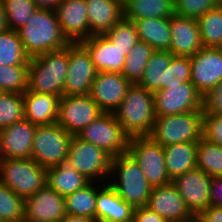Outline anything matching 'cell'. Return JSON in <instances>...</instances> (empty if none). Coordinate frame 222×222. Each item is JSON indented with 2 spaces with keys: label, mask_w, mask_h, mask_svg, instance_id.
I'll list each match as a JSON object with an SVG mask.
<instances>
[{
  "label": "cell",
  "mask_w": 222,
  "mask_h": 222,
  "mask_svg": "<svg viewBox=\"0 0 222 222\" xmlns=\"http://www.w3.org/2000/svg\"><path fill=\"white\" fill-rule=\"evenodd\" d=\"M29 58L67 47L54 10L37 8L26 25L17 31Z\"/></svg>",
  "instance_id": "6da1fadb"
},
{
  "label": "cell",
  "mask_w": 222,
  "mask_h": 222,
  "mask_svg": "<svg viewBox=\"0 0 222 222\" xmlns=\"http://www.w3.org/2000/svg\"><path fill=\"white\" fill-rule=\"evenodd\" d=\"M114 115L130 137L149 136L156 119L153 93L131 84Z\"/></svg>",
  "instance_id": "7a4b0ae2"
},
{
  "label": "cell",
  "mask_w": 222,
  "mask_h": 222,
  "mask_svg": "<svg viewBox=\"0 0 222 222\" xmlns=\"http://www.w3.org/2000/svg\"><path fill=\"white\" fill-rule=\"evenodd\" d=\"M68 64V46L30 58L28 91L62 97Z\"/></svg>",
  "instance_id": "3957f363"
},
{
  "label": "cell",
  "mask_w": 222,
  "mask_h": 222,
  "mask_svg": "<svg viewBox=\"0 0 222 222\" xmlns=\"http://www.w3.org/2000/svg\"><path fill=\"white\" fill-rule=\"evenodd\" d=\"M110 177L113 180L105 181L126 203L133 208L147 206L153 186L129 153L112 158Z\"/></svg>",
  "instance_id": "277c9868"
},
{
  "label": "cell",
  "mask_w": 222,
  "mask_h": 222,
  "mask_svg": "<svg viewBox=\"0 0 222 222\" xmlns=\"http://www.w3.org/2000/svg\"><path fill=\"white\" fill-rule=\"evenodd\" d=\"M203 110L156 116L150 137L161 146L199 142L203 138Z\"/></svg>",
  "instance_id": "5b68a950"
},
{
  "label": "cell",
  "mask_w": 222,
  "mask_h": 222,
  "mask_svg": "<svg viewBox=\"0 0 222 222\" xmlns=\"http://www.w3.org/2000/svg\"><path fill=\"white\" fill-rule=\"evenodd\" d=\"M47 169L31 158L0 160V181L26 199L46 186Z\"/></svg>",
  "instance_id": "8992f818"
},
{
  "label": "cell",
  "mask_w": 222,
  "mask_h": 222,
  "mask_svg": "<svg viewBox=\"0 0 222 222\" xmlns=\"http://www.w3.org/2000/svg\"><path fill=\"white\" fill-rule=\"evenodd\" d=\"M76 136L101 148L112 158L128 153L131 138L111 112H103Z\"/></svg>",
  "instance_id": "52a82bcc"
},
{
  "label": "cell",
  "mask_w": 222,
  "mask_h": 222,
  "mask_svg": "<svg viewBox=\"0 0 222 222\" xmlns=\"http://www.w3.org/2000/svg\"><path fill=\"white\" fill-rule=\"evenodd\" d=\"M73 135L57 123L37 126L31 148V159L44 168L60 164L68 158Z\"/></svg>",
  "instance_id": "ba28073f"
},
{
  "label": "cell",
  "mask_w": 222,
  "mask_h": 222,
  "mask_svg": "<svg viewBox=\"0 0 222 222\" xmlns=\"http://www.w3.org/2000/svg\"><path fill=\"white\" fill-rule=\"evenodd\" d=\"M128 153L138 163L147 181L153 187L172 182L167 174L163 146L150 136L131 137Z\"/></svg>",
  "instance_id": "9c48e42d"
},
{
  "label": "cell",
  "mask_w": 222,
  "mask_h": 222,
  "mask_svg": "<svg viewBox=\"0 0 222 222\" xmlns=\"http://www.w3.org/2000/svg\"><path fill=\"white\" fill-rule=\"evenodd\" d=\"M68 159L74 168L91 182L103 183L105 178H110L112 157L101 148L77 136H73L71 140Z\"/></svg>",
  "instance_id": "30bf717a"
},
{
  "label": "cell",
  "mask_w": 222,
  "mask_h": 222,
  "mask_svg": "<svg viewBox=\"0 0 222 222\" xmlns=\"http://www.w3.org/2000/svg\"><path fill=\"white\" fill-rule=\"evenodd\" d=\"M102 113L103 111L89 94L63 95L60 97L56 123L76 136Z\"/></svg>",
  "instance_id": "8fae6325"
},
{
  "label": "cell",
  "mask_w": 222,
  "mask_h": 222,
  "mask_svg": "<svg viewBox=\"0 0 222 222\" xmlns=\"http://www.w3.org/2000/svg\"><path fill=\"white\" fill-rule=\"evenodd\" d=\"M68 70L64 83V95L90 94L97 75L95 65L87 49L79 43L68 45Z\"/></svg>",
  "instance_id": "7c38bea8"
},
{
  "label": "cell",
  "mask_w": 222,
  "mask_h": 222,
  "mask_svg": "<svg viewBox=\"0 0 222 222\" xmlns=\"http://www.w3.org/2000/svg\"><path fill=\"white\" fill-rule=\"evenodd\" d=\"M153 95L156 116L203 110V97L191 82L160 89Z\"/></svg>",
  "instance_id": "4fadbf2b"
},
{
  "label": "cell",
  "mask_w": 222,
  "mask_h": 222,
  "mask_svg": "<svg viewBox=\"0 0 222 222\" xmlns=\"http://www.w3.org/2000/svg\"><path fill=\"white\" fill-rule=\"evenodd\" d=\"M189 58L191 83L204 97L222 81V49L203 47Z\"/></svg>",
  "instance_id": "5bb4252c"
},
{
  "label": "cell",
  "mask_w": 222,
  "mask_h": 222,
  "mask_svg": "<svg viewBox=\"0 0 222 222\" xmlns=\"http://www.w3.org/2000/svg\"><path fill=\"white\" fill-rule=\"evenodd\" d=\"M211 182L212 177L197 167L172 180L192 214H199L210 205Z\"/></svg>",
  "instance_id": "9a60e30c"
},
{
  "label": "cell",
  "mask_w": 222,
  "mask_h": 222,
  "mask_svg": "<svg viewBox=\"0 0 222 222\" xmlns=\"http://www.w3.org/2000/svg\"><path fill=\"white\" fill-rule=\"evenodd\" d=\"M131 84L120 72H98L89 95L103 112L114 113Z\"/></svg>",
  "instance_id": "2e32d148"
},
{
  "label": "cell",
  "mask_w": 222,
  "mask_h": 222,
  "mask_svg": "<svg viewBox=\"0 0 222 222\" xmlns=\"http://www.w3.org/2000/svg\"><path fill=\"white\" fill-rule=\"evenodd\" d=\"M54 11L63 35L70 43L90 38L86 0H61Z\"/></svg>",
  "instance_id": "e0dca14e"
},
{
  "label": "cell",
  "mask_w": 222,
  "mask_h": 222,
  "mask_svg": "<svg viewBox=\"0 0 222 222\" xmlns=\"http://www.w3.org/2000/svg\"><path fill=\"white\" fill-rule=\"evenodd\" d=\"M170 28L169 52L174 56L191 57L203 48L197 19L174 14L170 17Z\"/></svg>",
  "instance_id": "ac0fdd59"
},
{
  "label": "cell",
  "mask_w": 222,
  "mask_h": 222,
  "mask_svg": "<svg viewBox=\"0 0 222 222\" xmlns=\"http://www.w3.org/2000/svg\"><path fill=\"white\" fill-rule=\"evenodd\" d=\"M36 125L23 119L0 130L1 156L5 158H30Z\"/></svg>",
  "instance_id": "d6986e66"
},
{
  "label": "cell",
  "mask_w": 222,
  "mask_h": 222,
  "mask_svg": "<svg viewBox=\"0 0 222 222\" xmlns=\"http://www.w3.org/2000/svg\"><path fill=\"white\" fill-rule=\"evenodd\" d=\"M147 207L167 222H181L192 214L172 182L153 187Z\"/></svg>",
  "instance_id": "ffe728a7"
},
{
  "label": "cell",
  "mask_w": 222,
  "mask_h": 222,
  "mask_svg": "<svg viewBox=\"0 0 222 222\" xmlns=\"http://www.w3.org/2000/svg\"><path fill=\"white\" fill-rule=\"evenodd\" d=\"M89 52L97 72H120L125 65L126 55L105 35H93L80 42Z\"/></svg>",
  "instance_id": "44dd1931"
},
{
  "label": "cell",
  "mask_w": 222,
  "mask_h": 222,
  "mask_svg": "<svg viewBox=\"0 0 222 222\" xmlns=\"http://www.w3.org/2000/svg\"><path fill=\"white\" fill-rule=\"evenodd\" d=\"M65 215V197L47 185L25 199L24 218L59 222Z\"/></svg>",
  "instance_id": "7402d4cb"
},
{
  "label": "cell",
  "mask_w": 222,
  "mask_h": 222,
  "mask_svg": "<svg viewBox=\"0 0 222 222\" xmlns=\"http://www.w3.org/2000/svg\"><path fill=\"white\" fill-rule=\"evenodd\" d=\"M134 208L106 182L97 185L96 221L132 222Z\"/></svg>",
  "instance_id": "603a6c76"
},
{
  "label": "cell",
  "mask_w": 222,
  "mask_h": 222,
  "mask_svg": "<svg viewBox=\"0 0 222 222\" xmlns=\"http://www.w3.org/2000/svg\"><path fill=\"white\" fill-rule=\"evenodd\" d=\"M90 37L105 34L123 18V0H86Z\"/></svg>",
  "instance_id": "cb8c5ba5"
},
{
  "label": "cell",
  "mask_w": 222,
  "mask_h": 222,
  "mask_svg": "<svg viewBox=\"0 0 222 222\" xmlns=\"http://www.w3.org/2000/svg\"><path fill=\"white\" fill-rule=\"evenodd\" d=\"M60 97L26 91L23 94L24 116L36 126L55 124L58 118Z\"/></svg>",
  "instance_id": "d4e9b609"
},
{
  "label": "cell",
  "mask_w": 222,
  "mask_h": 222,
  "mask_svg": "<svg viewBox=\"0 0 222 222\" xmlns=\"http://www.w3.org/2000/svg\"><path fill=\"white\" fill-rule=\"evenodd\" d=\"M90 182L74 168L68 158L56 166L47 168L46 185L63 197L84 188Z\"/></svg>",
  "instance_id": "484cf974"
},
{
  "label": "cell",
  "mask_w": 222,
  "mask_h": 222,
  "mask_svg": "<svg viewBox=\"0 0 222 222\" xmlns=\"http://www.w3.org/2000/svg\"><path fill=\"white\" fill-rule=\"evenodd\" d=\"M167 174L171 181L197 167V142L164 146Z\"/></svg>",
  "instance_id": "4316f807"
},
{
  "label": "cell",
  "mask_w": 222,
  "mask_h": 222,
  "mask_svg": "<svg viewBox=\"0 0 222 222\" xmlns=\"http://www.w3.org/2000/svg\"><path fill=\"white\" fill-rule=\"evenodd\" d=\"M138 38L154 50L169 51L171 44L170 18H146L133 21Z\"/></svg>",
  "instance_id": "83f0119b"
},
{
  "label": "cell",
  "mask_w": 222,
  "mask_h": 222,
  "mask_svg": "<svg viewBox=\"0 0 222 222\" xmlns=\"http://www.w3.org/2000/svg\"><path fill=\"white\" fill-rule=\"evenodd\" d=\"M174 14V0H123V17L130 21Z\"/></svg>",
  "instance_id": "f1b7e54d"
},
{
  "label": "cell",
  "mask_w": 222,
  "mask_h": 222,
  "mask_svg": "<svg viewBox=\"0 0 222 222\" xmlns=\"http://www.w3.org/2000/svg\"><path fill=\"white\" fill-rule=\"evenodd\" d=\"M173 57L174 55L169 51L155 50L137 84L153 94L160 89H165V71L170 67Z\"/></svg>",
  "instance_id": "f546056e"
},
{
  "label": "cell",
  "mask_w": 222,
  "mask_h": 222,
  "mask_svg": "<svg viewBox=\"0 0 222 222\" xmlns=\"http://www.w3.org/2000/svg\"><path fill=\"white\" fill-rule=\"evenodd\" d=\"M97 184L90 182L84 188L66 196V214L96 219Z\"/></svg>",
  "instance_id": "4dcf8cb0"
},
{
  "label": "cell",
  "mask_w": 222,
  "mask_h": 222,
  "mask_svg": "<svg viewBox=\"0 0 222 222\" xmlns=\"http://www.w3.org/2000/svg\"><path fill=\"white\" fill-rule=\"evenodd\" d=\"M29 60L17 31L0 32V65H29Z\"/></svg>",
  "instance_id": "1f68e13d"
},
{
  "label": "cell",
  "mask_w": 222,
  "mask_h": 222,
  "mask_svg": "<svg viewBox=\"0 0 222 222\" xmlns=\"http://www.w3.org/2000/svg\"><path fill=\"white\" fill-rule=\"evenodd\" d=\"M203 47L218 48L222 42V2L197 19Z\"/></svg>",
  "instance_id": "d6a6232c"
},
{
  "label": "cell",
  "mask_w": 222,
  "mask_h": 222,
  "mask_svg": "<svg viewBox=\"0 0 222 222\" xmlns=\"http://www.w3.org/2000/svg\"><path fill=\"white\" fill-rule=\"evenodd\" d=\"M154 52L155 50L149 44L139 40L126 56L121 74L132 84H137Z\"/></svg>",
  "instance_id": "836d02e7"
},
{
  "label": "cell",
  "mask_w": 222,
  "mask_h": 222,
  "mask_svg": "<svg viewBox=\"0 0 222 222\" xmlns=\"http://www.w3.org/2000/svg\"><path fill=\"white\" fill-rule=\"evenodd\" d=\"M197 168L210 177L222 176V146L202 138L197 142Z\"/></svg>",
  "instance_id": "e575fe53"
},
{
  "label": "cell",
  "mask_w": 222,
  "mask_h": 222,
  "mask_svg": "<svg viewBox=\"0 0 222 222\" xmlns=\"http://www.w3.org/2000/svg\"><path fill=\"white\" fill-rule=\"evenodd\" d=\"M25 217V199L0 181V222H21Z\"/></svg>",
  "instance_id": "d590c367"
},
{
  "label": "cell",
  "mask_w": 222,
  "mask_h": 222,
  "mask_svg": "<svg viewBox=\"0 0 222 222\" xmlns=\"http://www.w3.org/2000/svg\"><path fill=\"white\" fill-rule=\"evenodd\" d=\"M29 65H0V88L5 93L24 94L28 90Z\"/></svg>",
  "instance_id": "8d00e7d4"
},
{
  "label": "cell",
  "mask_w": 222,
  "mask_h": 222,
  "mask_svg": "<svg viewBox=\"0 0 222 222\" xmlns=\"http://www.w3.org/2000/svg\"><path fill=\"white\" fill-rule=\"evenodd\" d=\"M105 35L112 41L113 45L123 51V54L126 56L139 41L134 22L124 17L105 33Z\"/></svg>",
  "instance_id": "74e56055"
},
{
  "label": "cell",
  "mask_w": 222,
  "mask_h": 222,
  "mask_svg": "<svg viewBox=\"0 0 222 222\" xmlns=\"http://www.w3.org/2000/svg\"><path fill=\"white\" fill-rule=\"evenodd\" d=\"M8 29L18 31L38 8L32 0H3Z\"/></svg>",
  "instance_id": "f35d334b"
},
{
  "label": "cell",
  "mask_w": 222,
  "mask_h": 222,
  "mask_svg": "<svg viewBox=\"0 0 222 222\" xmlns=\"http://www.w3.org/2000/svg\"><path fill=\"white\" fill-rule=\"evenodd\" d=\"M24 116L23 94L3 93L0 95V130L21 121Z\"/></svg>",
  "instance_id": "ab89813d"
},
{
  "label": "cell",
  "mask_w": 222,
  "mask_h": 222,
  "mask_svg": "<svg viewBox=\"0 0 222 222\" xmlns=\"http://www.w3.org/2000/svg\"><path fill=\"white\" fill-rule=\"evenodd\" d=\"M191 72L189 57L174 56L170 67L165 71V89L181 83L191 82Z\"/></svg>",
  "instance_id": "60d3db41"
},
{
  "label": "cell",
  "mask_w": 222,
  "mask_h": 222,
  "mask_svg": "<svg viewBox=\"0 0 222 222\" xmlns=\"http://www.w3.org/2000/svg\"><path fill=\"white\" fill-rule=\"evenodd\" d=\"M221 2L222 0H174V12L178 16L198 19Z\"/></svg>",
  "instance_id": "b9f144b4"
},
{
  "label": "cell",
  "mask_w": 222,
  "mask_h": 222,
  "mask_svg": "<svg viewBox=\"0 0 222 222\" xmlns=\"http://www.w3.org/2000/svg\"><path fill=\"white\" fill-rule=\"evenodd\" d=\"M203 138L222 146V115H203Z\"/></svg>",
  "instance_id": "7bdbcfd3"
},
{
  "label": "cell",
  "mask_w": 222,
  "mask_h": 222,
  "mask_svg": "<svg viewBox=\"0 0 222 222\" xmlns=\"http://www.w3.org/2000/svg\"><path fill=\"white\" fill-rule=\"evenodd\" d=\"M203 112L222 115V81L203 97Z\"/></svg>",
  "instance_id": "ee69618b"
},
{
  "label": "cell",
  "mask_w": 222,
  "mask_h": 222,
  "mask_svg": "<svg viewBox=\"0 0 222 222\" xmlns=\"http://www.w3.org/2000/svg\"><path fill=\"white\" fill-rule=\"evenodd\" d=\"M132 222H167L147 206L134 208Z\"/></svg>",
  "instance_id": "f6af8a7d"
},
{
  "label": "cell",
  "mask_w": 222,
  "mask_h": 222,
  "mask_svg": "<svg viewBox=\"0 0 222 222\" xmlns=\"http://www.w3.org/2000/svg\"><path fill=\"white\" fill-rule=\"evenodd\" d=\"M210 206L222 207V176L212 177Z\"/></svg>",
  "instance_id": "bcb514c9"
},
{
  "label": "cell",
  "mask_w": 222,
  "mask_h": 222,
  "mask_svg": "<svg viewBox=\"0 0 222 222\" xmlns=\"http://www.w3.org/2000/svg\"><path fill=\"white\" fill-rule=\"evenodd\" d=\"M199 214L205 222H222V207L209 205Z\"/></svg>",
  "instance_id": "7dc6e473"
},
{
  "label": "cell",
  "mask_w": 222,
  "mask_h": 222,
  "mask_svg": "<svg viewBox=\"0 0 222 222\" xmlns=\"http://www.w3.org/2000/svg\"><path fill=\"white\" fill-rule=\"evenodd\" d=\"M38 8L55 10L61 0H32Z\"/></svg>",
  "instance_id": "c3c4849f"
},
{
  "label": "cell",
  "mask_w": 222,
  "mask_h": 222,
  "mask_svg": "<svg viewBox=\"0 0 222 222\" xmlns=\"http://www.w3.org/2000/svg\"><path fill=\"white\" fill-rule=\"evenodd\" d=\"M59 222H97L95 218L66 214Z\"/></svg>",
  "instance_id": "681fc988"
},
{
  "label": "cell",
  "mask_w": 222,
  "mask_h": 222,
  "mask_svg": "<svg viewBox=\"0 0 222 222\" xmlns=\"http://www.w3.org/2000/svg\"><path fill=\"white\" fill-rule=\"evenodd\" d=\"M6 29H8L6 12L3 0H0V32L5 31Z\"/></svg>",
  "instance_id": "f907efd6"
},
{
  "label": "cell",
  "mask_w": 222,
  "mask_h": 222,
  "mask_svg": "<svg viewBox=\"0 0 222 222\" xmlns=\"http://www.w3.org/2000/svg\"><path fill=\"white\" fill-rule=\"evenodd\" d=\"M181 222H205L200 214H191L189 217L183 219Z\"/></svg>",
  "instance_id": "816d5d0a"
},
{
  "label": "cell",
  "mask_w": 222,
  "mask_h": 222,
  "mask_svg": "<svg viewBox=\"0 0 222 222\" xmlns=\"http://www.w3.org/2000/svg\"><path fill=\"white\" fill-rule=\"evenodd\" d=\"M21 222H50V221L33 219V218H24Z\"/></svg>",
  "instance_id": "f5cc1de1"
},
{
  "label": "cell",
  "mask_w": 222,
  "mask_h": 222,
  "mask_svg": "<svg viewBox=\"0 0 222 222\" xmlns=\"http://www.w3.org/2000/svg\"><path fill=\"white\" fill-rule=\"evenodd\" d=\"M2 159V156H1V143H0V160Z\"/></svg>",
  "instance_id": "db71d44e"
},
{
  "label": "cell",
  "mask_w": 222,
  "mask_h": 222,
  "mask_svg": "<svg viewBox=\"0 0 222 222\" xmlns=\"http://www.w3.org/2000/svg\"><path fill=\"white\" fill-rule=\"evenodd\" d=\"M3 93H4L3 90L0 88V95L3 94Z\"/></svg>",
  "instance_id": "11a10c76"
}]
</instances>
